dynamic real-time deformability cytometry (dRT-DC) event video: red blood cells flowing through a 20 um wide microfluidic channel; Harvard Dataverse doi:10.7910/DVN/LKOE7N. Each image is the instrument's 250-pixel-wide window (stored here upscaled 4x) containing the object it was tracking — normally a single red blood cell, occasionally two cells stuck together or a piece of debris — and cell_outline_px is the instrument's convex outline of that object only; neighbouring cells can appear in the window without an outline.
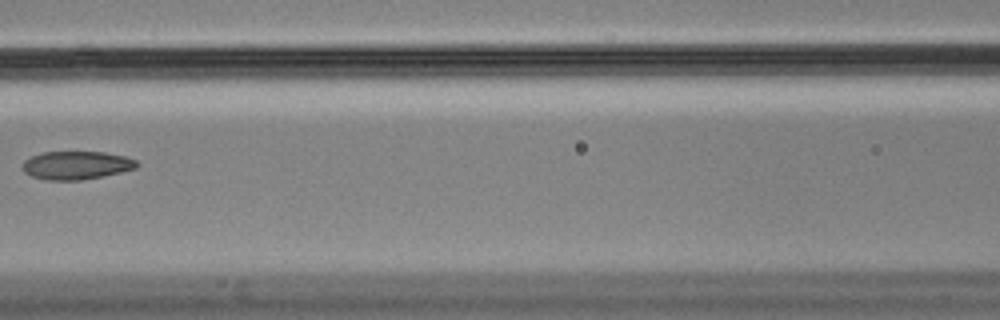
{"species": "Egyptian fruit bat (a non-hibernating species)", "species_latin": "Rousettus aegyptiacus", "temperature_condition": "cold", "stored_images_in_passage": 5, "camera_frame_rate_fps": 3000, "um_per_image_px": 0.085, "animal": {"sex": "male"}, "frame": {"image": 1, "passage_image": 3, "time_ms": 0.667, "image_size_px": [1000, 320], "cell_outline_px": [[140, 164], [136, 168], [104, 176], [80, 180], [44, 180], [32, 176], [24, 172], [24, 160], [32, 156], [44, 152], [104, 152], [124, 156], [136, 160]], "centroid_in_image_um": [6.51, 14.05], "position_along_channel_um": 160.1, "area_um2": 18.73}}
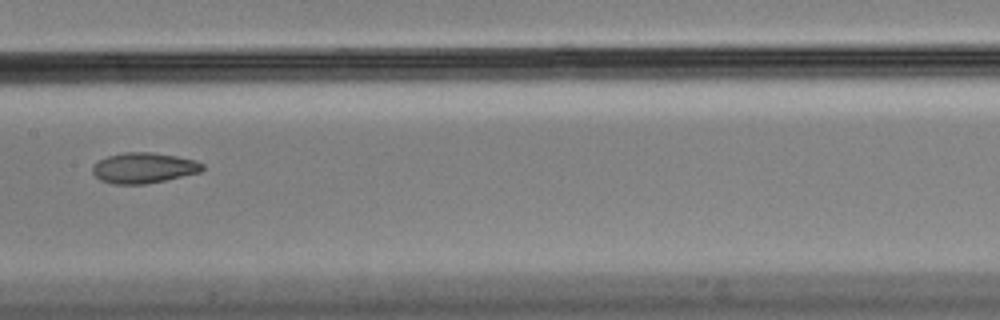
{"frame": {"image": 2, "passage_image": 4, "time_ms": 1.0, "image_size_px": [1000, 320], "cell_outline_px": [[204, 168], [200, 172], [164, 180], [144, 184], [112, 184], [100, 180], [92, 172], [92, 168], [100, 160], [108, 156], [124, 152], [152, 152], [176, 156], [196, 160], [204, 164]], "centroid_in_image_um": [12.23, 14.27], "position_along_channel_um": 195.2, "area_um2": 19.42}}
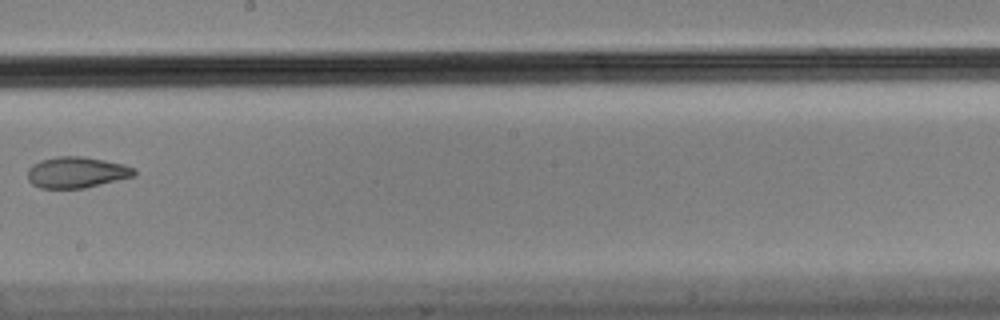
{"frame": {"image": 3, "passage_image": 5, "time_ms": 1.333, "image_size_px": [1000, 320], "cell_outline_px": [[136, 176], [84, 188], [40, 188], [32, 184], [28, 180], [28, 168], [32, 164], [40, 160], [56, 156], [84, 156], [124, 164], [132, 168], [136, 172]], "centroid_in_image_um": [6.49, 14.64], "position_along_channel_um": 241.7, "area_um2": 19.42}}